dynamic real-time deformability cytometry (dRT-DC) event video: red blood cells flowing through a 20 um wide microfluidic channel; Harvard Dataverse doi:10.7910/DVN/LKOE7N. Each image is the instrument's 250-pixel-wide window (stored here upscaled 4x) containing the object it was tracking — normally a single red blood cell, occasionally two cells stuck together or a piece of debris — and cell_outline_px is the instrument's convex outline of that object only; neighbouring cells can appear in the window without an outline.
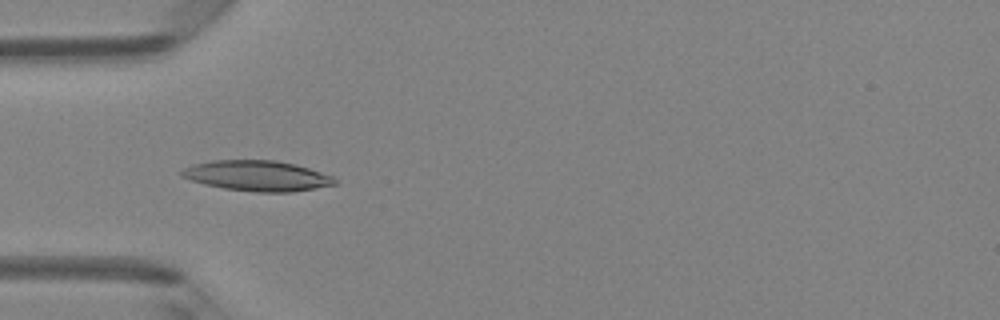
{"species": "Egyptian fruit bat (a non-hibernating species)", "species_latin": "Rousettus aegyptiacus", "temperature_condition": "room temperature", "stored_images_in_passage": 41, "camera_frame_rate_fps": 3000, "um_per_image_px": 0.085, "animal": {"sex": "female"}, "frame": {"image": 1, "passage_image": 8, "time_ms": 2.333, "image_size_px": [1000, 320], "cell_outline_px": [[336, 184], [316, 188], [292, 192], [256, 192], [224, 188], [204, 184], [180, 176], [180, 172], [184, 168], [192, 164], [212, 160], [276, 160], [296, 164], [332, 176], [336, 180]], "centroid_in_image_um": [21.84, 14.94], "position_along_channel_um": 63.2, "area_um2": 27.11}}
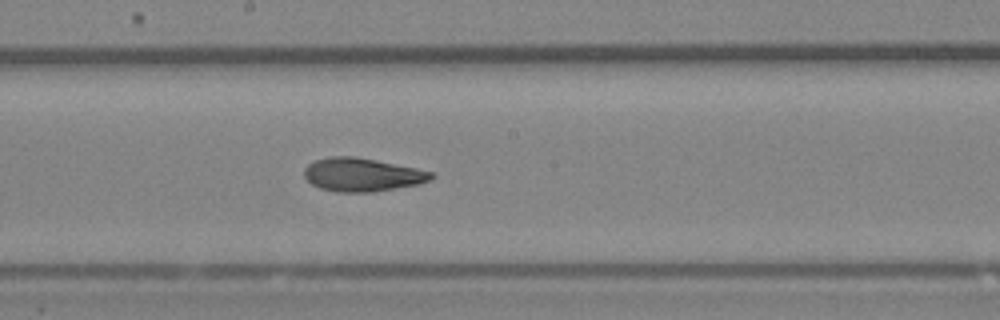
{"frame": {"image": 2, "passage_image": 19, "time_ms": 6.0, "image_size_px": [1000, 320], "cell_outline_px": [[436, 176], [432, 180], [420, 184], [372, 192], [336, 192], [320, 188], [312, 184], [304, 176], [304, 168], [308, 164], [316, 160], [332, 156], [356, 156], [416, 168], [432, 172]], "centroid_in_image_um": [30.8, 14.85], "position_along_channel_um": 217.4, "area_um2": 24.8}}
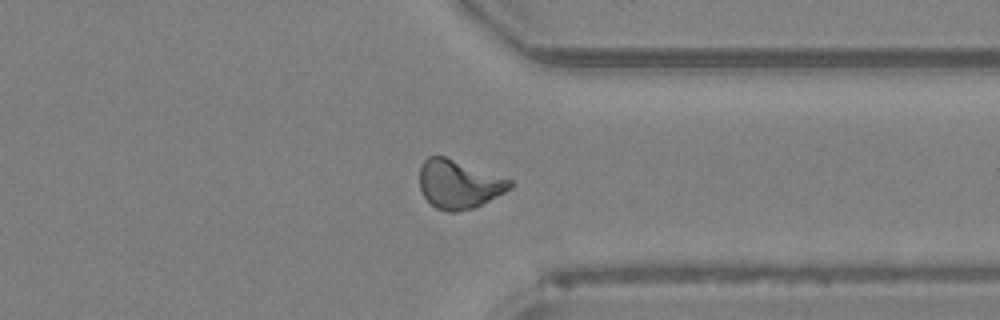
{"frame": {"image": 3, "passage_image": 30, "time_ms": 9.667, "image_size_px": [1000, 320], "cell_outline_px": [[512, 188], [476, 208], [456, 212], [448, 212], [436, 208], [420, 192], [420, 164], [428, 156], [444, 156], [512, 180]], "centroid_in_image_um": [38.99, 15.67], "position_along_channel_um": 372.4, "area_um2": 25.61}, "authors_computed_cell_mechanics": {"area_um2": 24.854, "velocity_mm_per_s": 4.2678, "shape_relaxation_time_tau1_ms": 4.5885, "shape_relaxation_time_tau2_ms": 2.1352, "deformation_change_tau1": 0.1685, "deformation_change_tau2": 0.0818}}